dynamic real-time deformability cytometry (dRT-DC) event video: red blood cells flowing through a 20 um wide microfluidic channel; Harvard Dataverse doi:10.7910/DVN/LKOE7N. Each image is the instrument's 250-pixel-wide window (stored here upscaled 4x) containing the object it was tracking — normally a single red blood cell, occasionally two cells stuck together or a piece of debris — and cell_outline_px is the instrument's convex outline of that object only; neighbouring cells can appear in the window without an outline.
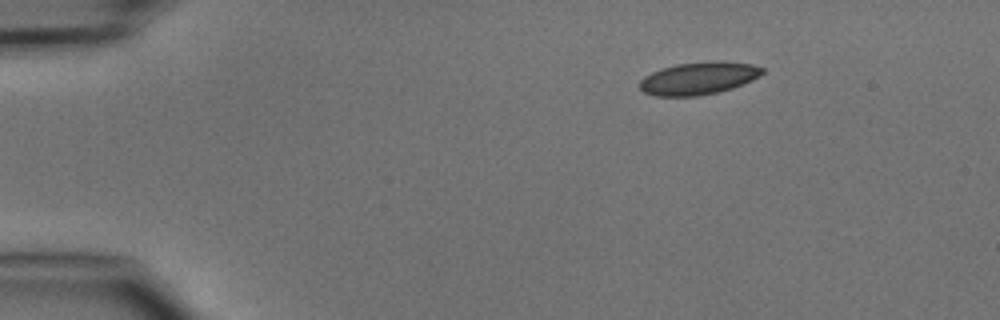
{"species": "common noctule bat (a hibernating species)", "species_latin": "Nyctalus noctula", "temperature_condition": "cold", "stored_images_in_passage": 3, "segment_of_instrument_passage": [1, 2], "camera_frame_rate_fps": 3000, "um_per_image_px": 0.085, "animal": {"sex": "male", "body_mass_g": 15.6}, "frame": {"image": 1, "passage_image": 1, "time_ms": 0.0, "image_size_px": [1000, 320], "cell_outline_px": [[764, 72], [760, 76], [752, 80], [732, 88], [716, 92], [696, 96], [656, 96], [644, 92], [640, 88], [640, 80], [644, 76], [660, 68], [676, 64], [716, 60], [720, 60], [752, 64], [764, 68]], "centroid_in_image_um": [59.38, 6.64], "position_along_channel_um": 25.6, "area_um2": 23.35}}